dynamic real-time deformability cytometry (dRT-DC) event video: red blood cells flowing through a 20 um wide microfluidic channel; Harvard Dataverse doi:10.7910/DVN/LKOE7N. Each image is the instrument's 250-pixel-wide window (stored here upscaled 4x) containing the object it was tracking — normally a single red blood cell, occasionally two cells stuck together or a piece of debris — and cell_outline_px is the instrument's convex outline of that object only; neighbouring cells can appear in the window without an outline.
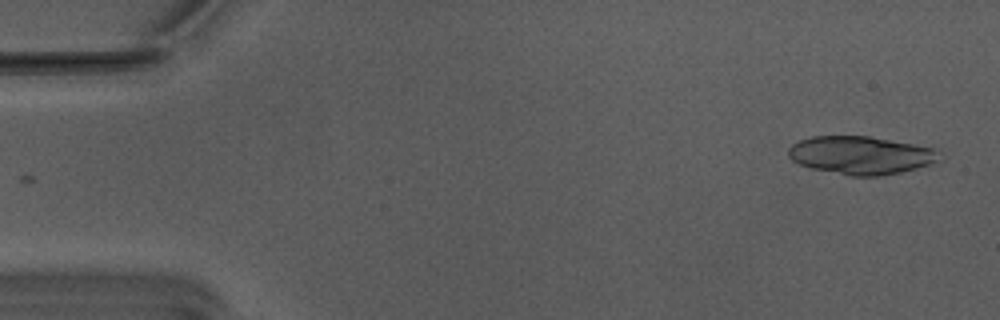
{"species": "Egyptian fruit bat (a non-hibernating species)", "species_latin": "Rousettus aegyptiacus", "temperature_condition": "warm", "stored_images_in_passage": 15, "camera_frame_rate_fps": 3000, "um_per_image_px": 0.085, "animal": {"sex": "male"}, "frame": {"image": 1, "passage_image": 1, "time_ms": 0.0, "image_size_px": [1000, 320], "cell_outline_px": [[944, 152], [936, 160], [928, 164], [916, 168], [900, 172], [880, 176], [848, 176], [812, 168], [800, 164], [792, 160], [788, 156], [788, 148], [792, 144], [800, 140], [812, 136], [868, 136], [936, 148]], "centroid_in_image_um": [73.16, 13.19], "position_along_channel_um": 11.8, "area_um2": 33.47}}